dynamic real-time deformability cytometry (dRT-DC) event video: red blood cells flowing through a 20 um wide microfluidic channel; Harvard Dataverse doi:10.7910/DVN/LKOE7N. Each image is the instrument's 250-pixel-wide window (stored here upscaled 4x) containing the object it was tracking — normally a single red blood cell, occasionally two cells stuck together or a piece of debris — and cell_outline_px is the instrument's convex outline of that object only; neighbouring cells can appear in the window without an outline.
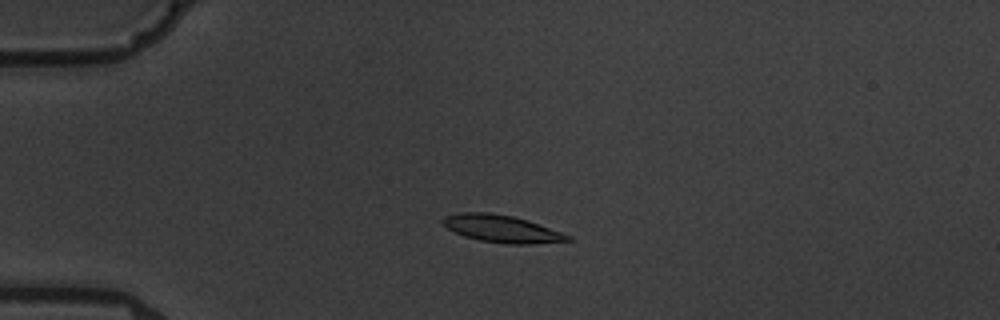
{"species": "common noctule bat (a hibernating species)", "species_latin": "Nyctalus noctula", "temperature_condition": "warm", "stored_images_in_passage": 6, "camera_frame_rate_fps": 3000, "um_per_image_px": 0.085, "animal": {"sex": "male", "body_mass_g": 19.5, "forearm_length_mm": 54.6}, "frame": {"image": 1, "passage_image": 5, "time_ms": 4.333, "image_size_px": [1000, 320], "cell_outline_px": [[572, 240], [532, 244], [504, 244], [480, 240], [464, 236], [448, 228], [440, 220], [444, 216], [460, 212], [492, 212], [512, 216], [528, 220], [572, 236]], "centroid_in_image_um": [42.64, 19.44], "position_along_channel_um": 42.4, "area_um2": 19.88}}